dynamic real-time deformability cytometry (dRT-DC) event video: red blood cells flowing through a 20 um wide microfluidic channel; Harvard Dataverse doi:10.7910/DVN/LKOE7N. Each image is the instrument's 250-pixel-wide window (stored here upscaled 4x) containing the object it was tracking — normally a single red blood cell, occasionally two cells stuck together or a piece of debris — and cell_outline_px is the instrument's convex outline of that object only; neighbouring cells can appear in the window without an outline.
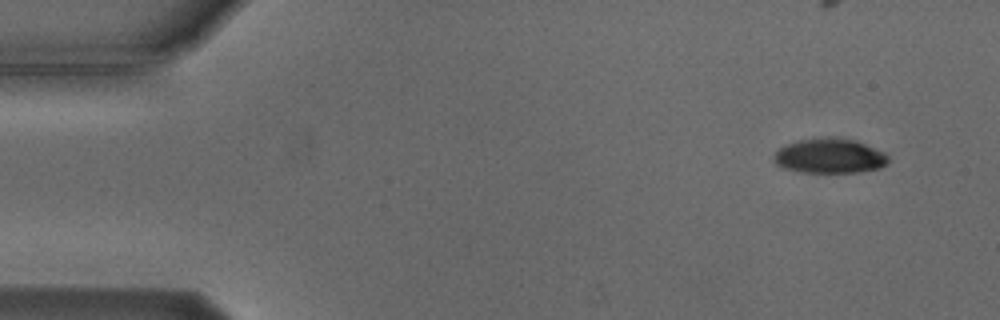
{"species": "Egyptian fruit bat (a non-hibernating species)", "species_latin": "Rousettus aegyptiacus", "temperature_condition": "cold", "stored_images_in_passage": 8, "camera_frame_rate_fps": 3000, "um_per_image_px": 0.085, "animal": {"sex": "male"}, "frame": {"image": 1, "passage_image": 1, "time_ms": 0.0, "image_size_px": [1000, 320], "cell_outline_px": [[888, 164], [880, 168], [860, 172], [800, 172], [784, 168], [776, 164], [772, 160], [772, 156], [780, 148], [788, 144], [800, 140], [856, 140], [884, 152], [888, 156]], "centroid_in_image_um": [70.53, 13.31], "position_along_channel_um": 14.5, "area_um2": 22.48}}
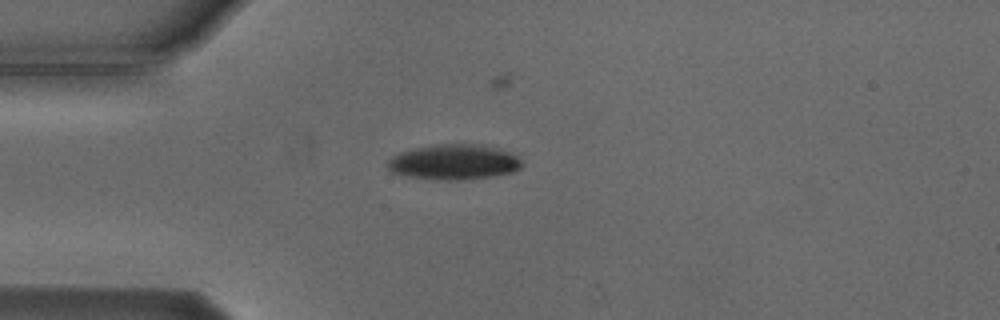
{"frame": {"image": 2, "passage_image": 4, "time_ms": 3.333, "image_size_px": [1000, 320], "cell_outline_px": [[524, 164], [520, 168], [512, 172], [492, 176], [460, 180], [436, 180], [404, 176], [392, 172], [388, 168], [388, 160], [400, 152], [416, 148], [436, 144], [484, 144], [508, 152], [524, 160]], "centroid_in_image_um": [38.6, 13.78], "position_along_channel_um": 46.4, "area_um2": 27.69}}
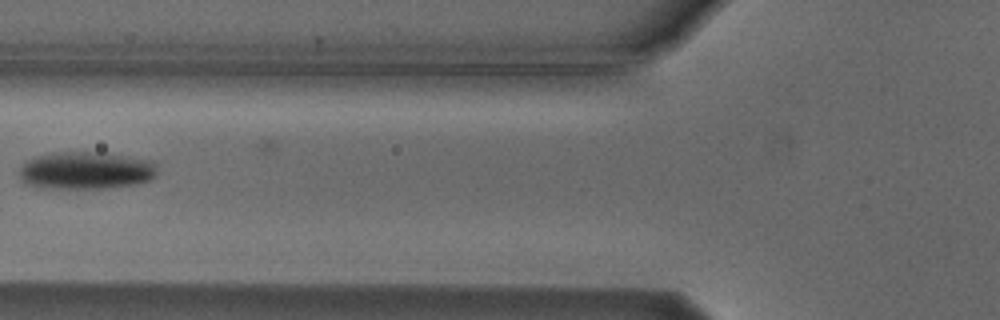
{"frame": {"image": 3, "passage_image": 6, "time_ms": 5.667, "image_size_px": [1000, 320], "cell_outline_px": [[156, 172], [152, 180], [136, 184], [104, 188], [44, 188], [28, 184], [20, 180], [20, 164], [36, 156], [60, 152], [108, 152], [152, 160], [156, 164]], "centroid_in_image_um": [7.33, 14.48], "position_along_channel_um": 118.5, "area_um2": 30.46}}